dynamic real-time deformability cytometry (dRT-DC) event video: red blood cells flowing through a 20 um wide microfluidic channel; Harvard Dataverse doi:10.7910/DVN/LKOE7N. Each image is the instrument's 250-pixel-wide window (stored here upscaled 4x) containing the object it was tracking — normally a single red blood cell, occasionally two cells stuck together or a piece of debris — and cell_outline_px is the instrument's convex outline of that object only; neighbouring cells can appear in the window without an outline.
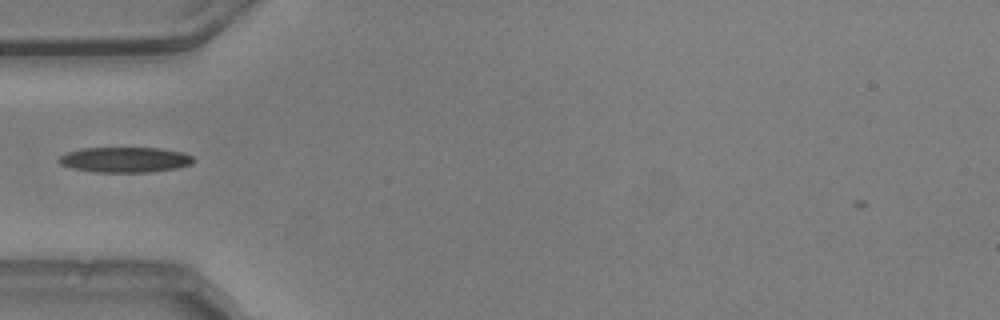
{"species": "common noctule bat (a hibernating species)", "species_latin": "Nyctalus noctula", "temperature_condition": "warm", "stored_images_in_passage": 37, "camera_frame_rate_fps": 3000, "um_per_image_px": 0.085, "animal": {"sex": "male", "body_mass_g": 20.5, "forearm_length_mm": 52.5}, "frame": {"image": 1, "passage_image": 1, "time_ms": 0.0, "image_size_px": [1000, 320], "cell_outline_px": [[196, 160], [192, 164], [176, 168], [148, 172], [92, 172], [72, 168], [60, 164], [56, 160], [60, 156], [68, 152], [84, 148], [160, 148], [184, 152], [192, 156]], "centroid_in_image_um": [10.64, 13.58], "position_along_channel_um": 74.4, "area_um2": 19.94}}
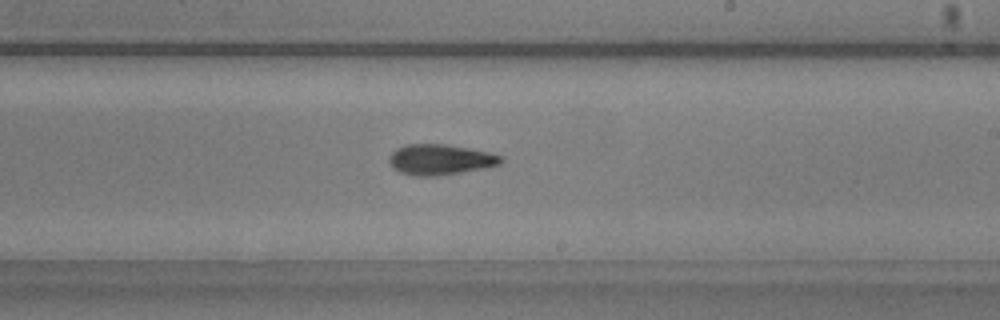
{"frame": {"image": 2, "passage_image": 15, "time_ms": 4.667, "image_size_px": [1000, 320], "cell_outline_px": [[504, 160], [500, 164], [484, 168], [436, 176], [416, 176], [400, 172], [392, 168], [388, 160], [388, 156], [396, 148], [404, 144], [444, 144], [468, 148], [488, 152], [504, 156]], "centroid_in_image_um": [37.39, 13.56], "position_along_channel_um": 251.6, "area_um2": 20.0}}
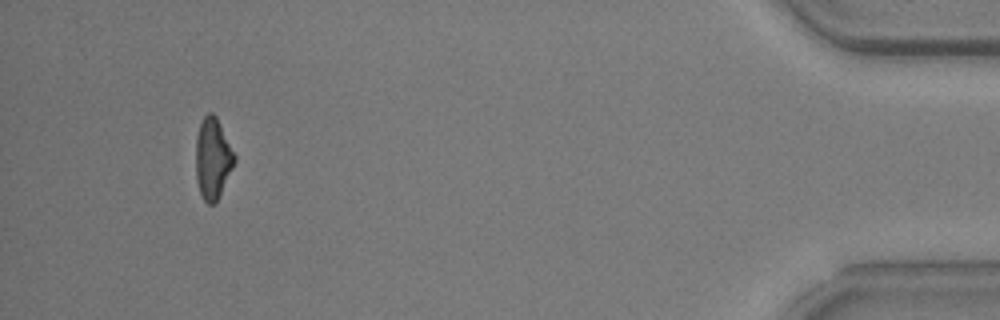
{"frame": {"image": 3, "passage_image": 34, "time_ms": 11.0, "image_size_px": [1000, 320], "cell_outline_px": [[236, 160], [216, 204], [208, 204], [204, 200], [200, 192], [196, 180], [196, 136], [200, 124], [204, 116], [208, 112], [212, 112], [216, 116], [236, 156]], "centroid_in_image_um": [18.08, 13.48], "position_along_channel_um": 417.1, "area_um2": 18.26}}